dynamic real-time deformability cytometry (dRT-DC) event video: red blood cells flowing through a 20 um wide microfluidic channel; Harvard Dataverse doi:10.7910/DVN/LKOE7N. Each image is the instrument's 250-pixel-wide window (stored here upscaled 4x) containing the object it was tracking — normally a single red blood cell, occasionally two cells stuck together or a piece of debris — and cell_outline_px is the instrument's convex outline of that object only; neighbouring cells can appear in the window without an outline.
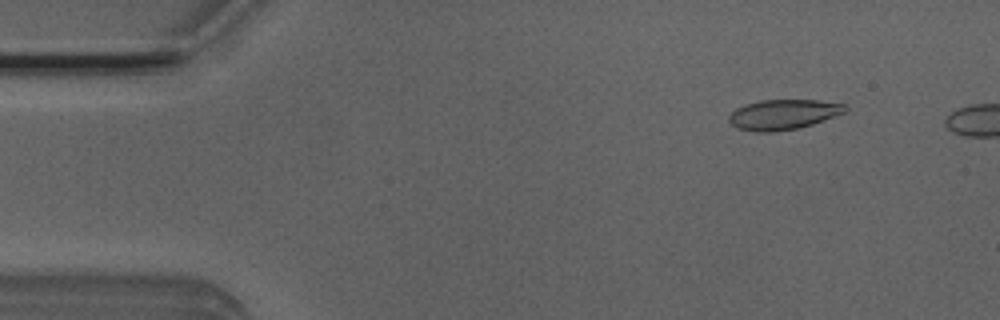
{"species": "Egyptian fruit bat (a non-hibernating species)", "species_latin": "Rousettus aegyptiacus", "temperature_condition": "room temperature", "stored_images_in_passage": 8, "camera_frame_rate_fps": 3000, "um_per_image_px": 0.085, "animal": {"sex": "male"}, "frame": {"image": 1, "passage_image": 5, "time_ms": 1.333, "image_size_px": [1000, 320], "cell_outline_px": [[848, 108], [844, 112], [812, 124], [796, 128], [776, 132], [756, 132], [736, 128], [728, 120], [728, 116], [736, 108], [744, 104], [760, 100], [820, 100], [844, 104]], "centroid_in_image_um": [66.53, 9.73], "position_along_channel_um": 18.5, "area_um2": 20.35}}